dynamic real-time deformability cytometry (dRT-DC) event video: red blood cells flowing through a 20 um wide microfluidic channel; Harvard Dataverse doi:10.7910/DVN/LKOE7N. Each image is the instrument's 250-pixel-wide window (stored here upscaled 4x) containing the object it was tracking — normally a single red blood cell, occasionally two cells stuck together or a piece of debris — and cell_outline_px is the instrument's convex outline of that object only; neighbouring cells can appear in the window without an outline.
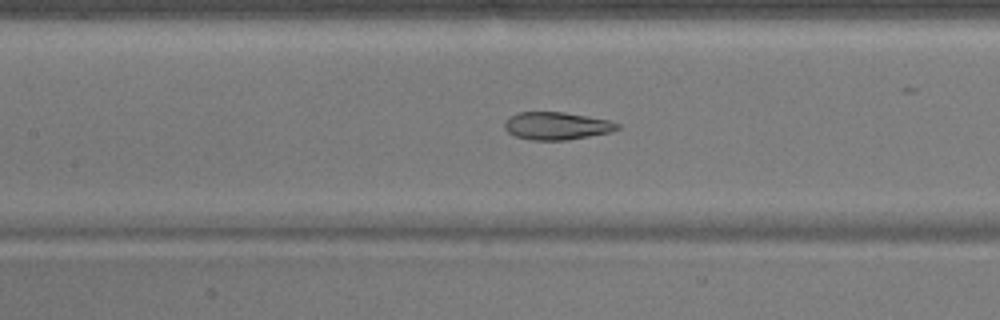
{"species": "common noctule bat (a hibernating species)", "species_latin": "Nyctalus noctula", "temperature_condition": "warm", "stored_images_in_passage": 51, "camera_frame_rate_fps": 3000, "um_per_image_px": 0.085, "animal": {"sex": "male", "body_mass_g": 17.9}, "frame": {"image": 1, "passage_image": 23, "time_ms": 7.333, "image_size_px": [1000, 320], "cell_outline_px": [[620, 128], [608, 132], [588, 136], [564, 140], [532, 140], [516, 136], [508, 132], [504, 128], [504, 120], [508, 116], [516, 112], [564, 112], [608, 120], [620, 124]], "centroid_in_image_um": [47.25, 10.68], "position_along_channel_um": 160.1, "area_um2": 18.09}}
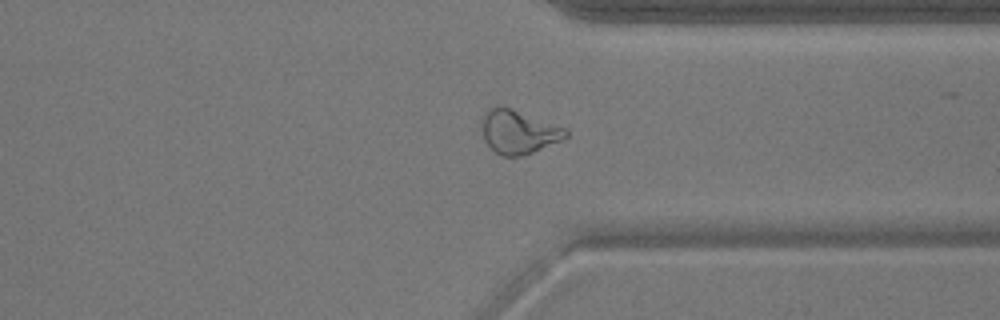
{"frame": {"image": 2, "passage_image": 39, "time_ms": 12.667, "image_size_px": [1000, 320], "cell_outline_px": [[568, 136], [560, 140], [532, 152], [520, 156], [504, 156], [496, 152], [484, 140], [480, 120], [484, 112], [488, 108], [496, 104], [568, 128]], "centroid_in_image_um": [44.03, 11.18], "position_along_channel_um": 367.4, "area_um2": 21.21}}
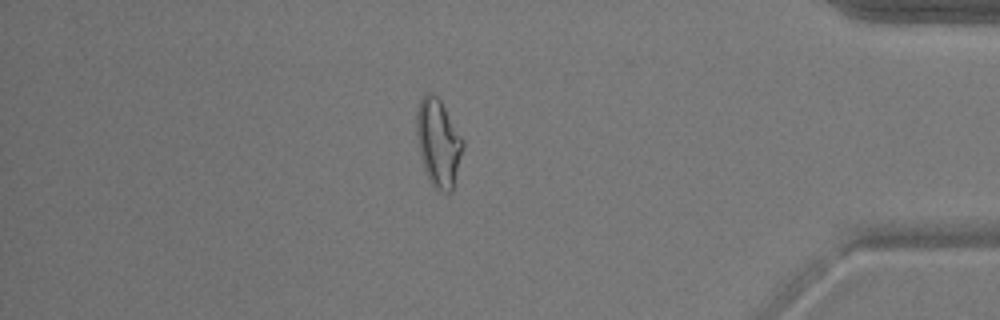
{"frame": {"image": 3, "passage_image": 44, "time_ms": 14.333, "image_size_px": [1000, 320], "cell_outline_px": [[464, 148], [452, 192], [444, 192], [436, 188], [432, 184], [424, 168], [420, 156], [416, 132], [416, 112], [420, 100], [424, 92], [432, 92], [440, 100], [464, 140]], "centroid_in_image_um": [37.26, 12.11], "position_along_channel_um": 397.9, "area_um2": 23.7}, "authors_computed_cell_mechanics": {"area_um2": 21.675, "velocity_mm_per_s": 3.9016, "shape_relaxation_time_tau1_ms": 7.4159, "shape_relaxation_time_tau2_ms": 1.4671, "deformation_change_tau1": 0.2313, "deformation_change_tau2": 0.0841}}